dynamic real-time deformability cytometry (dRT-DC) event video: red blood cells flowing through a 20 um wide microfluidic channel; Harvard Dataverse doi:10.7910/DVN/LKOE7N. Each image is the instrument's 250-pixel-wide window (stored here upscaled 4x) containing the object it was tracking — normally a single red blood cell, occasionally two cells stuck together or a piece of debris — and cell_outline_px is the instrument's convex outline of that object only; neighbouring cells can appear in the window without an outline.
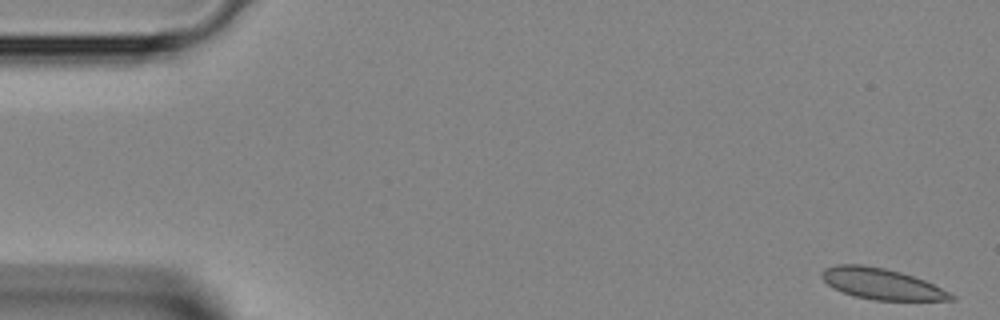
{"species": "Egyptian fruit bat (a non-hibernating species)", "species_latin": "Rousettus aegyptiacus", "temperature_condition": "room temperature", "stored_images_in_passage": 10, "camera_frame_rate_fps": 3000, "um_per_image_px": 0.085, "animal": {"sex": "female"}, "frame": {"image": 1, "passage_image": 1, "time_ms": 0.0, "image_size_px": [1000, 320], "cell_outline_px": [[956, 300], [872, 300], [856, 296], [832, 288], [820, 276], [820, 272], [824, 268], [836, 264], [864, 264], [884, 268], [900, 272], [924, 280], [956, 296]], "centroid_in_image_um": [74.89, 24.11], "position_along_channel_um": 10.1, "area_um2": 23.24}}